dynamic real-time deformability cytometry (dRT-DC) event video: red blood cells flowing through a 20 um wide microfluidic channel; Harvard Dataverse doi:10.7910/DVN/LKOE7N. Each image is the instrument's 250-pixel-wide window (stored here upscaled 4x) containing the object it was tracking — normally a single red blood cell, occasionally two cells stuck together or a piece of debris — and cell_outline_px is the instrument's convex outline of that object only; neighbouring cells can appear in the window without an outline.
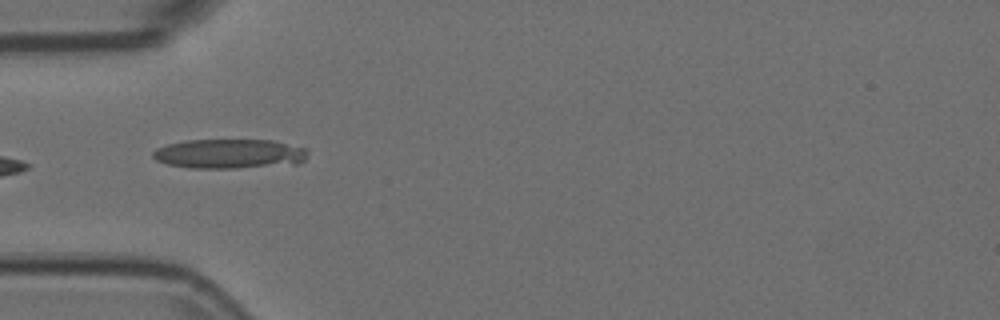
{"species": "Egyptian fruit bat (a non-hibernating species)", "species_latin": "Rousettus aegyptiacus", "temperature_condition": "room temperature", "stored_images_in_passage": 4, "camera_frame_rate_fps": 3000, "um_per_image_px": 0.085, "animal": {"sex": "female"}, "frame": {"image": 1, "passage_image": 1, "time_ms": 0.0, "image_size_px": [1000, 320], "cell_outline_px": [[308, 152], [304, 160], [300, 164], [236, 168], [188, 168], [168, 164], [156, 160], [152, 156], [152, 152], [156, 148], [168, 144], [184, 140], [272, 140], [308, 148]], "centroid_in_image_um": [19.52, 13.07], "position_along_channel_um": 65.5, "area_um2": 26.93}}